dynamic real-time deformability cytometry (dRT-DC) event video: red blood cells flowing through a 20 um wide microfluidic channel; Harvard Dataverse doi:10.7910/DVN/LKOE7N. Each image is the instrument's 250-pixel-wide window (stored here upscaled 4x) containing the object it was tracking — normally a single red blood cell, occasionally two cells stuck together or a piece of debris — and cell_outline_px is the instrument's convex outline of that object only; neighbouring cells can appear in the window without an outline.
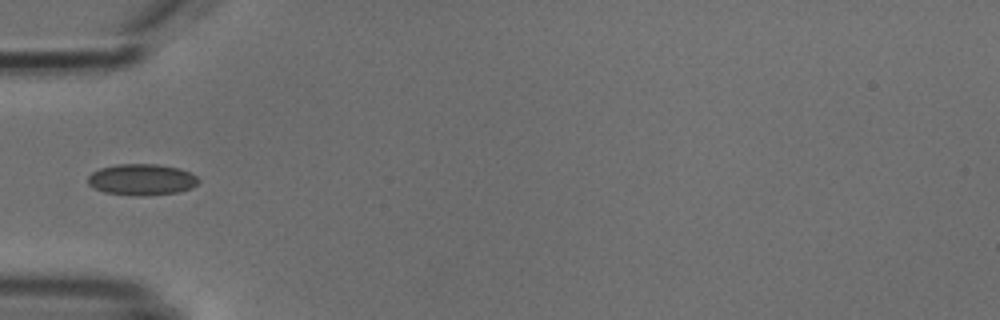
{"species": "common noctule bat (a hibernating species)", "species_latin": "Nyctalus noctula", "temperature_condition": "cold", "stored_images_in_passage": 6, "camera_frame_rate_fps": 3000, "um_per_image_px": 0.085, "animal": {"sex": "male", "body_mass_g": 18.8}, "frame": {"image": 1, "passage_image": 5, "time_ms": 4.667, "image_size_px": [1000, 320], "cell_outline_px": [[200, 180], [192, 188], [176, 192], [140, 196], [136, 196], [104, 192], [88, 184], [88, 176], [92, 172], [100, 168], [116, 164], [156, 164], [180, 168], [196, 176]], "centroid_in_image_um": [12.04, 15.26], "position_along_channel_um": 73.0, "area_um2": 20.06}}
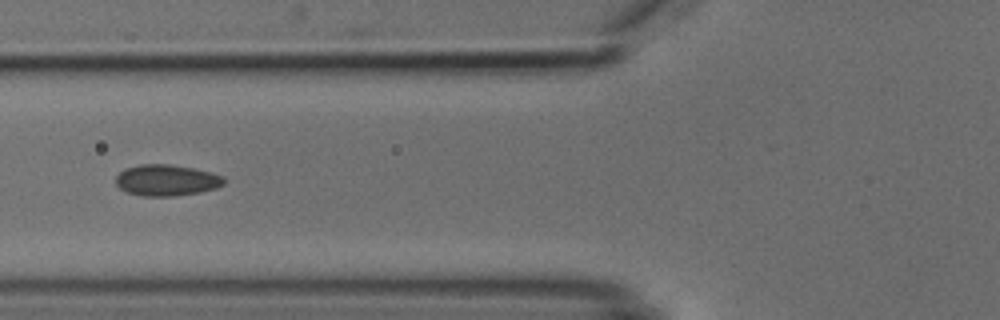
{"frame": {"image": 2, "passage_image": 6, "time_ms": 5.667, "image_size_px": [1000, 320], "cell_outline_px": [[224, 184], [216, 188], [200, 192], [176, 196], [140, 196], [128, 192], [120, 188], [116, 184], [116, 176], [124, 168], [140, 164], [168, 164], [192, 168], [212, 172], [224, 176]], "centroid_in_image_um": [14.16, 15.32], "position_along_channel_um": 111.6, "area_um2": 19.77}}